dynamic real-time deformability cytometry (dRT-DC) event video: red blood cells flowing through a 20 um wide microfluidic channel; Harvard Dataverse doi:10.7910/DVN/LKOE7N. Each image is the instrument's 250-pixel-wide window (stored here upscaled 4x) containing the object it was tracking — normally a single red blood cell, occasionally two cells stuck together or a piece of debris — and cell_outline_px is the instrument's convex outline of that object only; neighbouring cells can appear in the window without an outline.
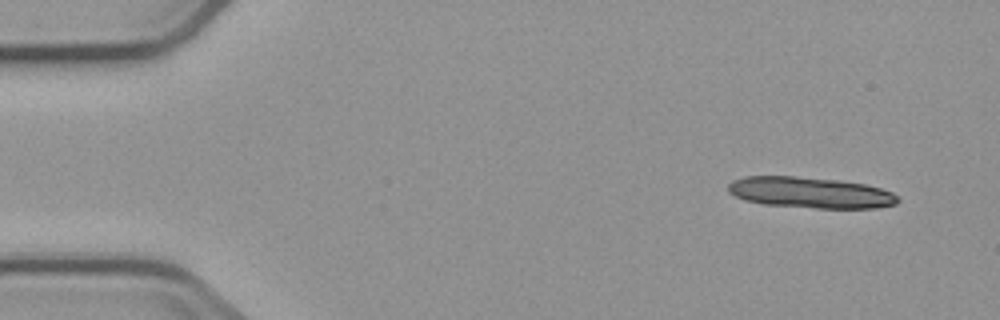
{"species": "common noctule bat (a hibernating species)", "species_latin": "Nyctalus noctula", "temperature_condition": "cold", "stored_images_in_passage": 5, "segment_of_instrument_passage": [1, 2], "camera_frame_rate_fps": 3000, "um_per_image_px": 0.085, "animal": {"sex": "male", "body_mass_g": 23.1, "forearm_length_mm": 52.7}, "frame": {"image": 1, "passage_image": 1, "time_ms": 0.0, "image_size_px": [1000, 320], "cell_outline_px": [[900, 200], [896, 204], [876, 208], [816, 208], [764, 204], [744, 200], [728, 192], [728, 184], [732, 180], [744, 176], [796, 176], [836, 180], [864, 184], [880, 188], [892, 192]], "centroid_in_image_um": [68.85, 16.37], "position_along_channel_um": 16.1, "area_um2": 30.63}}